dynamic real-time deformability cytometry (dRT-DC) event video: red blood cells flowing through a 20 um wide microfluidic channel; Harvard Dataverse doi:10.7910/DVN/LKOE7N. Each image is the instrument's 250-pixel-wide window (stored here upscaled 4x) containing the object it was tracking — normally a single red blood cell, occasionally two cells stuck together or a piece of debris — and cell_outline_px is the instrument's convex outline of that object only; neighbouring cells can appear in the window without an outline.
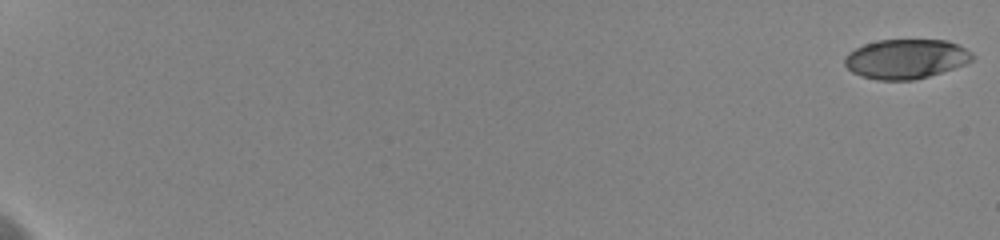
{"species": "human", "species_latin": "Homo sapiens", "temperature_condition": "cold", "stored_images_in_passage": 60, "camera_frame_rate_fps": 3000, "um_per_image_px": 0.085, "donor": {"sex": "female"}, "frame": {"image": 1, "passage_image": 1, "time_ms": 0.0, "image_size_px": [1000, 240], "cell_outline_px": [[976, 56], [972, 60], [964, 64], [928, 76], [912, 80], [876, 80], [860, 76], [852, 72], [844, 64], [844, 56], [848, 52], [864, 44], [876, 40], [948, 40], [972, 52]], "centroid_in_image_um": [76.97, 5.0], "position_along_channel_um": 8.0, "area_um2": 29.42}}
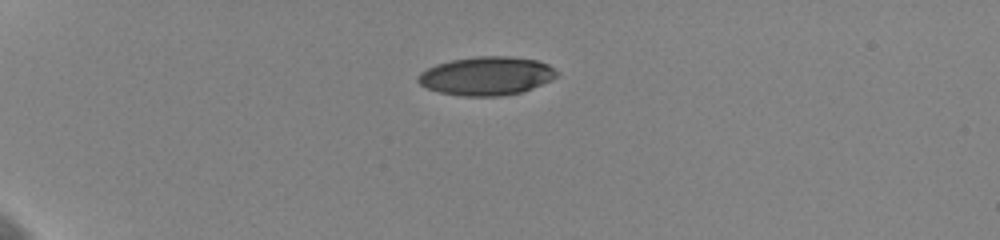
{"frame": {"image": 2, "passage_image": 18, "time_ms": 5.667, "image_size_px": [1000, 240], "cell_outline_px": [[560, 72], [552, 80], [532, 88], [520, 92], [500, 96], [460, 96], [440, 92], [428, 88], [420, 84], [416, 80], [416, 76], [420, 72], [436, 64], [452, 60], [476, 56], [508, 56], [536, 60], [548, 64]], "centroid_in_image_um": [41.35, 6.45], "position_along_channel_um": 43.6, "area_um2": 31.21}}
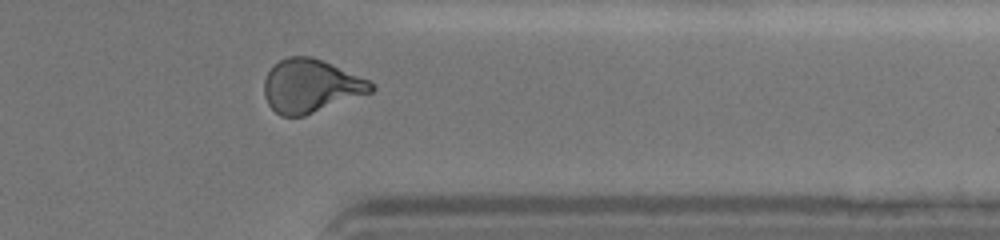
{"frame": {"image": 3, "passage_image": 51, "time_ms": 16.667, "image_size_px": [1000, 240], "cell_outline_px": [[376, 88], [372, 92], [304, 116], [280, 116], [268, 104], [264, 96], [264, 80], [272, 64], [288, 56], [312, 56], [332, 64], [368, 80]], "centroid_in_image_um": [26.38, 7.3], "position_along_channel_um": 385.0, "area_um2": 33.18}, "authors_computed_cell_mechanics": {"area_um2": 32.0212, "velocity_mm_per_s": 3.6233, "shape_relaxation_time_tau1_ms": 5.3858, "shape_relaxation_time_tau2_ms": 2.7833, "deformation_change_tau1": 0.1716, "deformation_change_tau2": 0.0843}}